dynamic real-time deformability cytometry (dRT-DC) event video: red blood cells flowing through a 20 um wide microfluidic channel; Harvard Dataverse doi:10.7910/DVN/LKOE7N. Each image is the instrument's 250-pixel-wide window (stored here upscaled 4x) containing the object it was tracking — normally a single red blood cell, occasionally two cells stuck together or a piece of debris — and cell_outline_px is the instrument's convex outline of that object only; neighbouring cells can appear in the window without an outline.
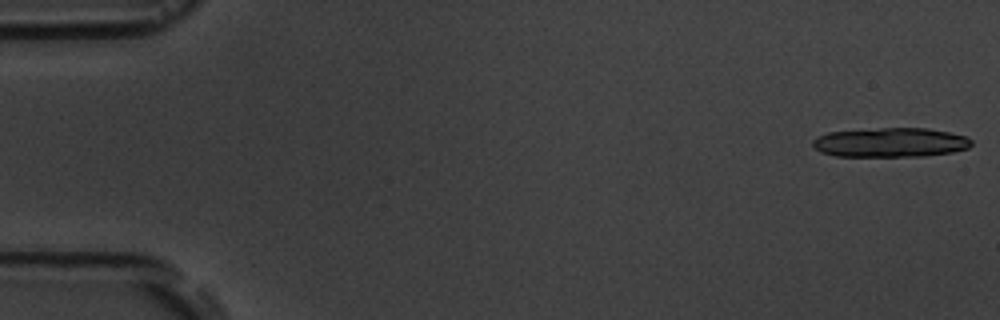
{"species": "common noctule bat (a hibernating species)", "species_latin": "Nyctalus noctula", "temperature_condition": "room temperature", "stored_images_in_passage": 6, "segment_of_instrument_passage": [1, 2], "camera_frame_rate_fps": 3000, "um_per_image_px": 0.085, "animal": {"sex": "male", "body_mass_g": 19.5, "forearm_length_mm": 54.6}, "frame": {"image": 1, "passage_image": 1, "time_ms": 0.0, "image_size_px": [1000, 320], "cell_outline_px": [[972, 144], [968, 148], [952, 152], [924, 156], [836, 156], [820, 152], [812, 144], [812, 140], [816, 136], [828, 132], [880, 128], [928, 128], [968, 136], [972, 140]], "centroid_in_image_um": [75.69, 12.1], "position_along_channel_um": 9.3, "area_um2": 27.28}}